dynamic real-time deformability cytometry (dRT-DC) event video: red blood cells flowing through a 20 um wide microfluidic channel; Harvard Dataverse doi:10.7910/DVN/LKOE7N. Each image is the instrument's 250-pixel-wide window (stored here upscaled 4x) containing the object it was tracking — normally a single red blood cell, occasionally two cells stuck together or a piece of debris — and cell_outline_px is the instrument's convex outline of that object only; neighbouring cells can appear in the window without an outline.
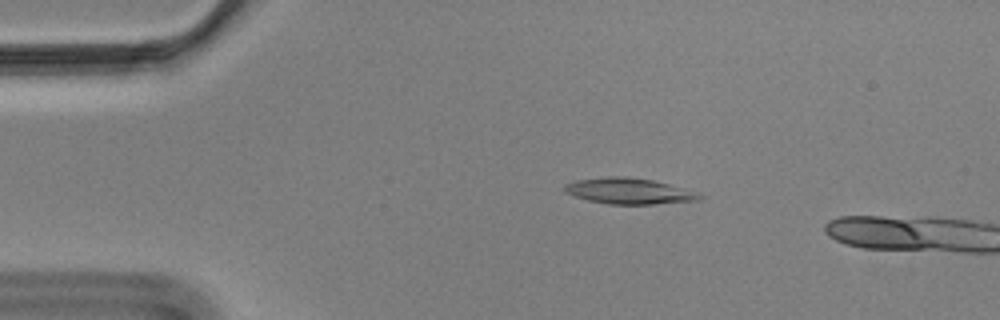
{"species": "Egyptian fruit bat (a non-hibernating species)", "species_latin": "Rousettus aegyptiacus", "temperature_condition": "cold", "stored_images_in_passage": 13, "camera_frame_rate_fps": 3000, "um_per_image_px": 0.085, "animal": {"sex": "male"}, "frame": {"image": 1, "passage_image": 10, "time_ms": 3.0, "image_size_px": [1000, 320], "cell_outline_px": [[704, 196], [700, 200], [656, 204], [608, 204], [588, 200], [572, 196], [564, 192], [564, 184], [576, 180], [608, 176], [628, 176], [652, 180], [668, 184], [696, 192]], "centroid_in_image_um": [53.42, 16.24], "position_along_channel_um": 31.6, "area_um2": 20.46}}